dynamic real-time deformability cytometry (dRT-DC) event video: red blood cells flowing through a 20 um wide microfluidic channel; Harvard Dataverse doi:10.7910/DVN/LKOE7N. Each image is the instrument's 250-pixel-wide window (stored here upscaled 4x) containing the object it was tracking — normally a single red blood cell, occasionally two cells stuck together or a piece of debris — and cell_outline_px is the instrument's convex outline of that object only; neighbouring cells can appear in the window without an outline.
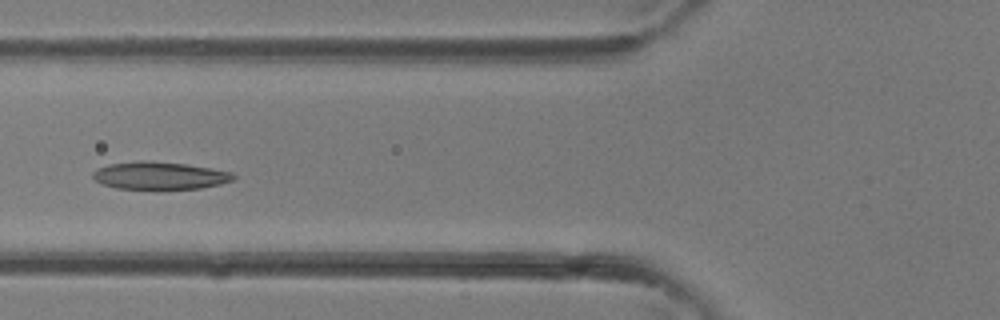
{"species": "common noctule bat (a hibernating species)", "species_latin": "Nyctalus noctula", "temperature_condition": "room temperature", "stored_images_in_passage": 38, "camera_frame_rate_fps": 3000, "um_per_image_px": 0.085, "animal": {"sex": "female"}, "frame": {"image": 1, "passage_image": 15, "time_ms": 4.667, "image_size_px": [1000, 320], "cell_outline_px": [[236, 176], [232, 180], [220, 184], [200, 188], [156, 192], [116, 188], [104, 184], [96, 180], [92, 176], [92, 172], [96, 168], [108, 164], [140, 160], [144, 160], [188, 164], [212, 168], [232, 172]], "centroid_in_image_um": [13.56, 14.96], "position_along_channel_um": 112.2, "area_um2": 23.64}}
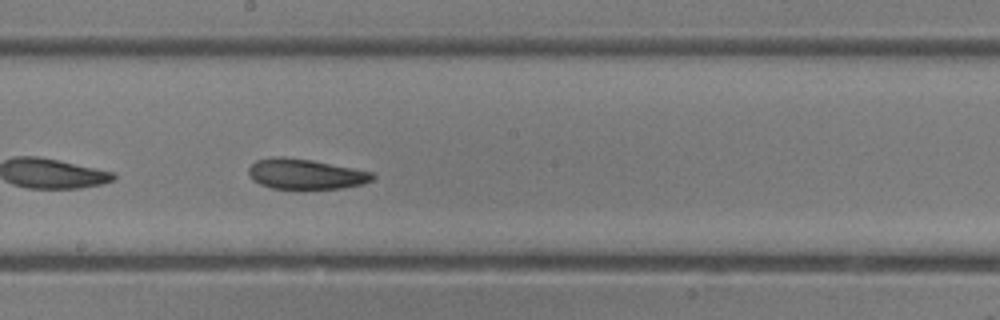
{"frame": {"image": 2, "passage_image": 21, "time_ms": 6.667, "image_size_px": [1000, 320], "cell_outline_px": [[376, 176], [372, 180], [364, 184], [340, 188], [272, 188], [260, 184], [252, 180], [248, 172], [248, 168], [256, 160], [272, 156], [284, 156], [312, 160], [372, 172]], "centroid_in_image_um": [25.94, 14.78], "position_along_channel_um": 222.3, "area_um2": 21.79}}
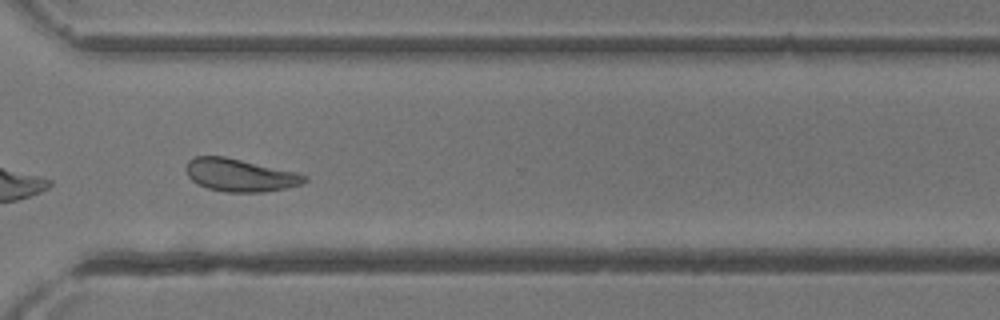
{"frame": {"image": 3, "passage_image": 28, "time_ms": 9.0, "image_size_px": [1000, 320], "cell_outline_px": [[308, 180], [300, 184], [284, 188], [264, 192], [224, 192], [208, 188], [192, 180], [188, 176], [184, 168], [188, 160], [196, 156], [224, 156], [296, 172], [308, 176]], "centroid_in_image_um": [20.37, 14.88], "position_along_channel_um": 350.2, "area_um2": 22.48}}